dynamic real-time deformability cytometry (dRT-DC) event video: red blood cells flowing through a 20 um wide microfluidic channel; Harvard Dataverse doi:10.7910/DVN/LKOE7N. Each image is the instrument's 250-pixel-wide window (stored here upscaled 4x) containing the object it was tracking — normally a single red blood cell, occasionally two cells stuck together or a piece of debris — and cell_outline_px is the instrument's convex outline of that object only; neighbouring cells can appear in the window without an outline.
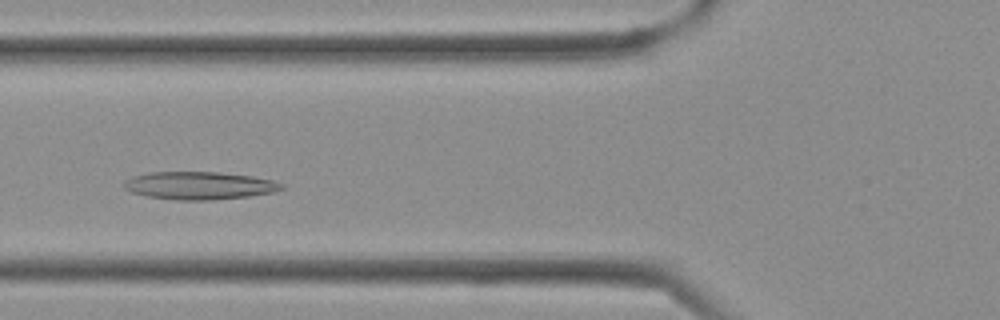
{"species": "Egyptian fruit bat (a non-hibernating species)", "species_latin": "Rousettus aegyptiacus", "temperature_condition": "cold", "stored_images_in_passage": 35, "camera_frame_rate_fps": 3000, "um_per_image_px": 0.085, "frame": {"image": 1, "passage_image": 11, "time_ms": 3.333, "image_size_px": [1000, 320], "cell_outline_px": [[284, 188], [272, 192], [248, 196], [212, 200], [176, 200], [148, 196], [132, 192], [124, 188], [124, 180], [132, 176], [148, 172], [220, 172], [252, 176], [272, 180], [284, 184]], "centroid_in_image_um": [16.93, 15.76], "position_along_channel_um": 108.9, "area_um2": 25.49}}
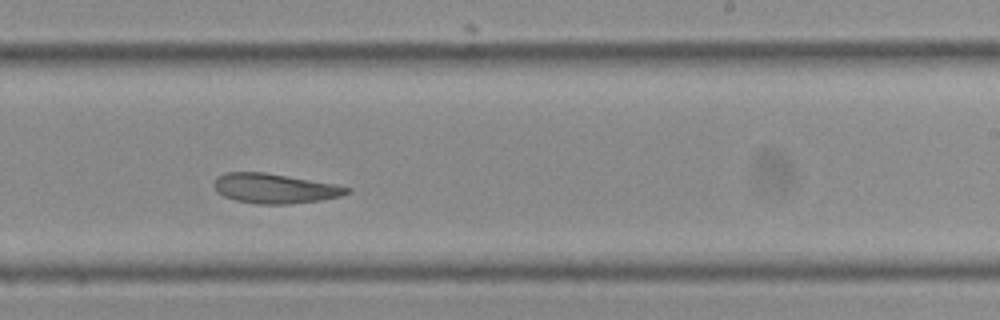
{"frame": {"image": 2, "passage_image": 20, "time_ms": 6.333, "image_size_px": [1000, 320], "cell_outline_px": [[352, 188], [348, 192], [340, 196], [320, 200], [288, 204], [256, 204], [236, 200], [224, 196], [216, 192], [212, 184], [224, 172], [264, 172], [336, 184]], "centroid_in_image_um": [23.33, 16.01], "position_along_channel_um": 265.7, "area_um2": 22.95}}
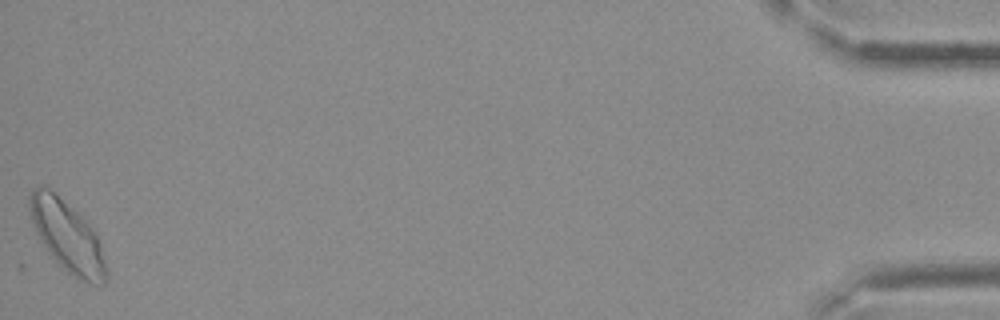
{"frame": {"image": 3, "passage_image": 35, "time_ms": 11.333, "image_size_px": [1000, 320], "cell_outline_px": [[108, 280], [104, 284], [92, 284], [80, 280], [72, 276], [48, 252], [36, 232], [28, 208], [28, 196], [32, 188], [48, 188], [76, 212], [96, 232], [100, 244], [108, 276]], "centroid_in_image_um": [5.72, 20.13], "position_along_channel_um": 429.5, "area_um2": 31.04}}